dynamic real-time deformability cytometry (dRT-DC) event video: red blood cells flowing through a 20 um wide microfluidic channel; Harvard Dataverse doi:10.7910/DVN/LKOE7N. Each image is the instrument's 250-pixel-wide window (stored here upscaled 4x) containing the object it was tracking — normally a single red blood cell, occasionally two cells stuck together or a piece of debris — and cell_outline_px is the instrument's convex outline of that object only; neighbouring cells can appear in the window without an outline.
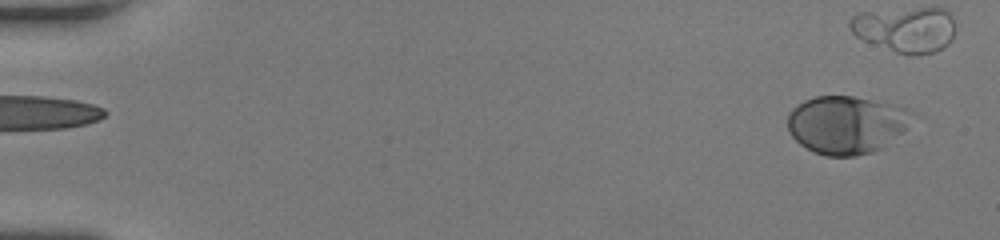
{"species": "human", "species_latin": "Homo sapiens", "temperature_condition": "room temperature", "stored_images_in_passage": 24, "camera_frame_rate_fps": 3000, "um_per_image_px": 0.085, "donor": {"sex": "female"}, "frame": {"image": 1, "passage_image": 3, "time_ms": 0.667, "image_size_px": [1000, 240], "cell_outline_px": [[912, 112], [904, 128], [884, 148], [872, 152], [856, 156], [828, 156], [816, 152], [800, 144], [792, 136], [788, 128], [788, 112], [792, 108], [804, 100], [816, 96], [852, 96], [892, 104], [908, 108]], "centroid_in_image_um": [71.9, 10.59], "position_along_channel_um": 13.1, "area_um2": 41.62}}
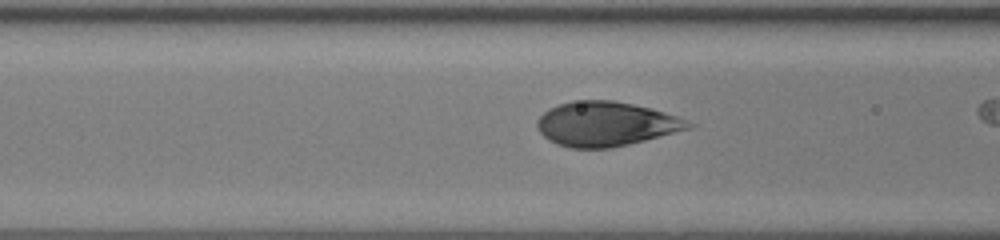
{"frame": {"image": 2, "passage_image": 22, "time_ms": 7.0, "image_size_px": [1000, 240], "cell_outline_px": [[696, 124], [692, 128], [628, 144], [608, 148], [568, 148], [556, 144], [548, 140], [536, 128], [536, 120], [548, 108], [572, 100], [612, 100], [652, 108], [676, 116]], "centroid_in_image_um": [51.47, 10.53], "position_along_channel_um": 115.1, "area_um2": 39.25}}